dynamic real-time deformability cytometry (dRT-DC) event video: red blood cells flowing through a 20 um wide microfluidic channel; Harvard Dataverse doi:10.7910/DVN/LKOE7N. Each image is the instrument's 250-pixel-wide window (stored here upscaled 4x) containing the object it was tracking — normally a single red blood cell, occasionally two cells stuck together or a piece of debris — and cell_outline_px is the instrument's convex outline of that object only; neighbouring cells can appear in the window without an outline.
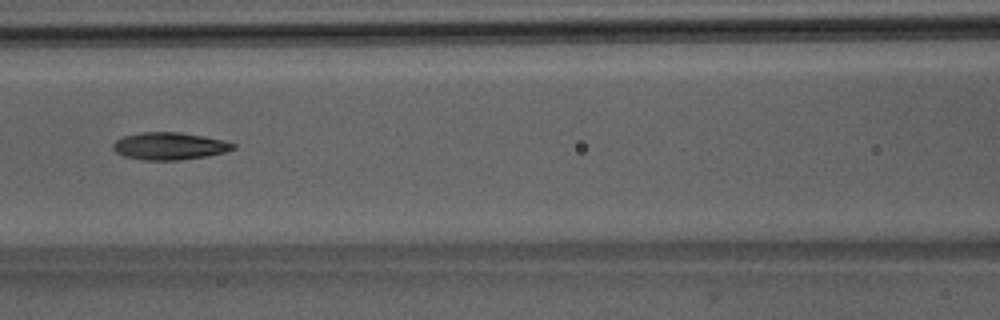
{"species": "Egyptian fruit bat (a non-hibernating species)", "species_latin": "Rousettus aegyptiacus", "temperature_condition": "room temperature", "stored_images_in_passage": 4, "camera_frame_rate_fps": 3000, "um_per_image_px": 0.085, "animal": {"sex": "male"}, "frame": {"image": 1, "passage_image": 4, "time_ms": 3.333, "image_size_px": [1000, 320], "cell_outline_px": [[236, 148], [224, 152], [208, 156], [180, 160], [140, 160], [124, 156], [116, 152], [112, 148], [112, 144], [116, 140], [124, 136], [140, 132], [180, 132], [204, 136], [224, 140], [236, 144]], "centroid_in_image_um": [14.4, 12.42], "position_along_channel_um": 152.2, "area_um2": 19.31}}